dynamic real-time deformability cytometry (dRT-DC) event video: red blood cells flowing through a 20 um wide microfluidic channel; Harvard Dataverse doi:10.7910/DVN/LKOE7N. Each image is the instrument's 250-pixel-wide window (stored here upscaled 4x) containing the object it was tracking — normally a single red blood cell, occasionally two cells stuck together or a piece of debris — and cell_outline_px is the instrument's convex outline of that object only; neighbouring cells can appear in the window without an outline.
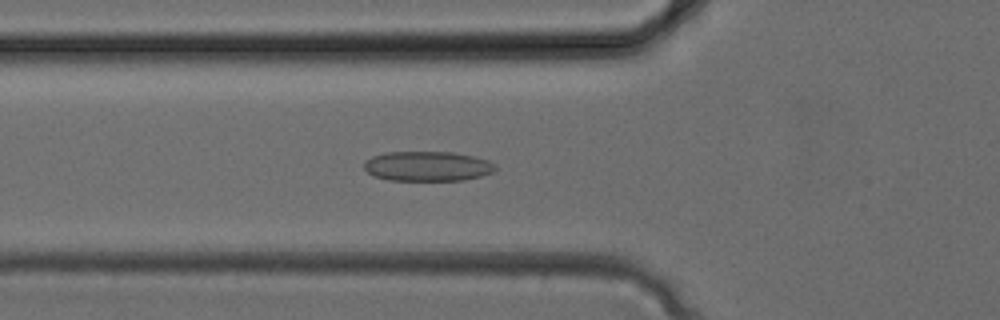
{"species": "common noctule bat (a hibernating species)", "species_latin": "Nyctalus noctula", "temperature_condition": "cold", "stored_images_in_passage": 34, "camera_frame_rate_fps": 3000, "um_per_image_px": 0.085, "animal": {"sex": "female", "body_mass_g": 24.6, "forearm_length_mm": 56.2}, "frame": {"image": 1, "passage_image": 12, "time_ms": 3.667, "image_size_px": [1000, 320], "cell_outline_px": [[496, 168], [492, 172], [480, 176], [464, 180], [388, 180], [372, 176], [364, 168], [364, 160], [372, 156], [384, 152], [452, 152], [472, 156], [488, 160], [496, 164]], "centroid_in_image_um": [36.3, 14.12], "position_along_channel_um": 89.5, "area_um2": 22.89}}
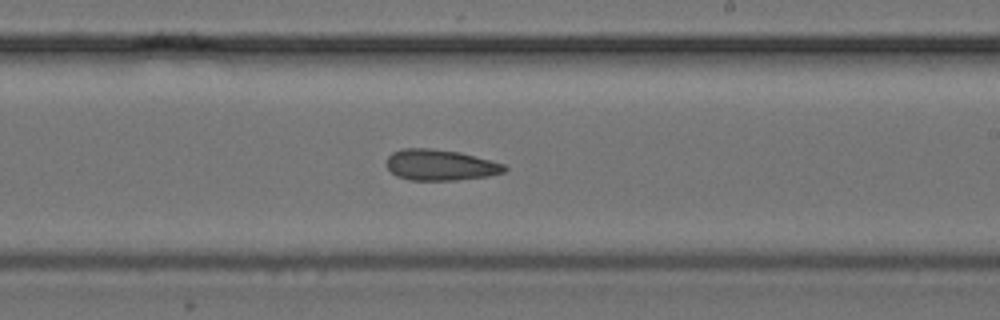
{"frame": {"image": 2, "passage_image": 20, "time_ms": 6.333, "image_size_px": [1000, 320], "cell_outline_px": [[508, 168], [504, 172], [488, 176], [456, 180], [408, 180], [396, 176], [388, 168], [388, 156], [392, 152], [400, 148], [432, 148], [460, 152], [504, 164]], "centroid_in_image_um": [37.41, 14.02], "position_along_channel_um": 251.6, "area_um2": 21.27}}
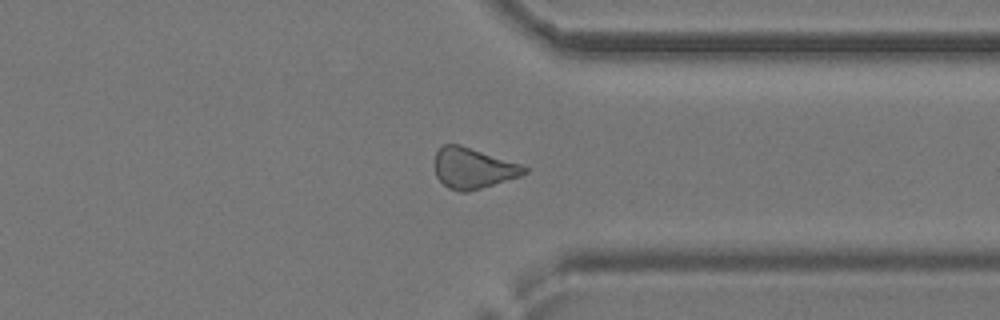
{"frame": {"image": 3, "passage_image": 26, "time_ms": 8.333, "image_size_px": [1000, 320], "cell_outline_px": [[528, 172], [520, 176], [468, 192], [460, 192], [448, 188], [436, 176], [436, 152], [444, 144], [460, 144], [520, 164], [528, 168]], "centroid_in_image_um": [40.21, 14.3], "position_along_channel_um": 371.2, "area_um2": 20.98}}